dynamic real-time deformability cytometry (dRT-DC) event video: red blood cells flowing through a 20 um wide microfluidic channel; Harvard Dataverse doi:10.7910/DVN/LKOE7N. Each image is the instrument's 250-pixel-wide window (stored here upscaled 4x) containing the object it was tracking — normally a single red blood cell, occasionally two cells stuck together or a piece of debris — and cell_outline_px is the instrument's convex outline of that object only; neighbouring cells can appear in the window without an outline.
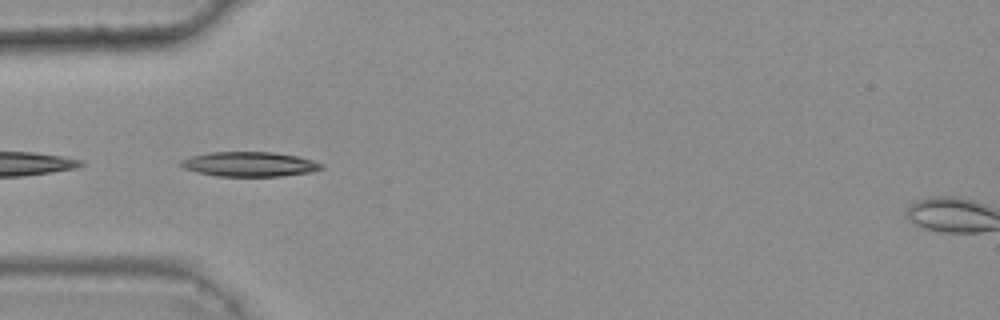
{"species": "common noctule bat (a hibernating species)", "species_latin": "Nyctalus noctula", "temperature_condition": "warm", "stored_images_in_passage": 6, "camera_frame_rate_fps": 3000, "um_per_image_px": 0.085, "animal": {"sex": "female", "body_mass_g": 25.1}, "frame": {"image": 1, "passage_image": 1, "time_ms": 0.0, "image_size_px": [1000, 320], "cell_outline_px": [[324, 168], [312, 172], [280, 176], [216, 176], [196, 172], [184, 168], [180, 164], [180, 160], [192, 156], [208, 152], [272, 152], [300, 156], [324, 164]], "centroid_in_image_um": [21.23, 13.95], "position_along_channel_um": 63.8, "area_um2": 20.35}}
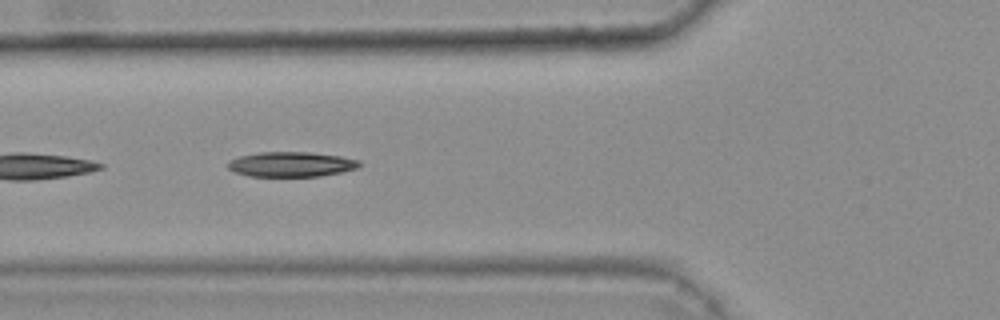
{"frame": {"image": 2, "passage_image": 4, "time_ms": 1.0, "image_size_px": [1000, 320], "cell_outline_px": [[360, 164], [356, 168], [340, 172], [320, 176], [248, 176], [236, 172], [228, 168], [228, 160], [240, 156], [260, 152], [308, 152], [340, 156], [360, 160]], "centroid_in_image_um": [24.73, 13.96], "position_along_channel_um": 101.1, "area_um2": 18.96}}